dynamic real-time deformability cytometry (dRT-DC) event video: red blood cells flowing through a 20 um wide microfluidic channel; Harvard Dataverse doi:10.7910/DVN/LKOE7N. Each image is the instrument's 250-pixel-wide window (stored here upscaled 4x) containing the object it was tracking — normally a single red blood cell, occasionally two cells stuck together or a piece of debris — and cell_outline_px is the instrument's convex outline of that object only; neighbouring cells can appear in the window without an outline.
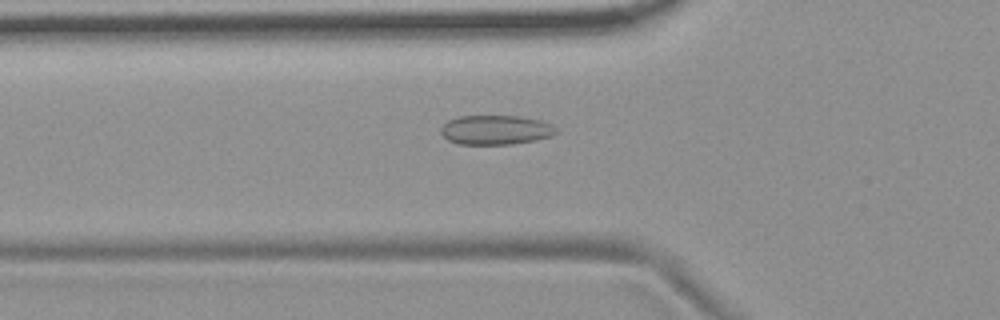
{"species": "common noctule bat (a hibernating species)", "species_latin": "Nyctalus noctula", "temperature_condition": "room temperature", "stored_images_in_passage": 37, "camera_frame_rate_fps": 3000, "um_per_image_px": 0.085, "animal": {"sex": "female", "body_mass_g": 19.9}, "frame": {"image": 1, "passage_image": 2, "time_ms": 0.333, "image_size_px": [1000, 320], "cell_outline_px": [[556, 132], [552, 136], [536, 140], [512, 144], [460, 144], [448, 140], [440, 132], [440, 128], [448, 120], [460, 116], [520, 116], [540, 120], [552, 124], [556, 128]], "centroid_in_image_um": [42.14, 11.04], "position_along_channel_um": 83.7, "area_um2": 19.77}}
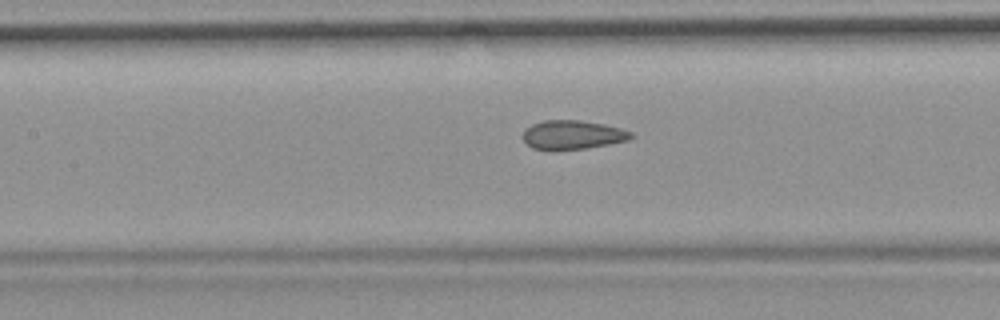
{"frame": {"image": 2, "passage_image": 8, "time_ms": 2.333, "image_size_px": [1000, 320], "cell_outline_px": [[636, 136], [628, 140], [608, 144], [584, 148], [532, 148], [524, 140], [524, 128], [532, 124], [544, 120], [580, 120], [604, 124], [620, 128], [632, 132]], "centroid_in_image_um": [48.71, 11.42], "position_along_channel_um": 158.7, "area_um2": 17.8}}
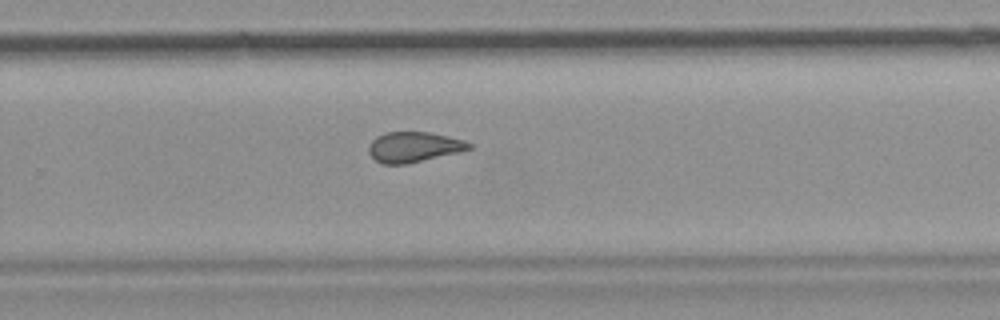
{"frame": {"image": 3, "passage_image": 19, "time_ms": 6.0, "image_size_px": [1000, 320], "cell_outline_px": [[472, 148], [460, 152], [408, 164], [384, 164], [376, 160], [368, 152], [368, 148], [372, 140], [376, 136], [384, 132], [428, 132], [448, 136], [464, 140], [472, 144]], "centroid_in_image_um": [35.18, 12.49], "position_along_channel_um": 294.6, "area_um2": 17.8}, "authors_computed_cell_mechanics": {"area_um2": 18.3804, "velocity_mm_per_s": 3.7215, "shape_relaxation_time_tau1_ms": null, "shape_relaxation_time_tau2_ms": 1.2819, "deformation_change_tau1": null, "deformation_change_tau2": 0.0727}}